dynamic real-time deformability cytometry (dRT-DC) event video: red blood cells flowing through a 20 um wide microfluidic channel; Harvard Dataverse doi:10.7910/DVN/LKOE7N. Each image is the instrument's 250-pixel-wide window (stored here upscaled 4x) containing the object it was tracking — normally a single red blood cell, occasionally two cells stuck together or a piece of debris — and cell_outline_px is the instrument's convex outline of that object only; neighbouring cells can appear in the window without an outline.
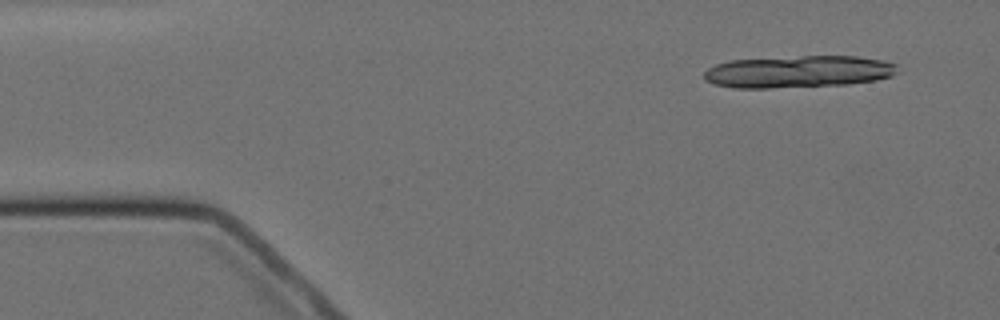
{"species": "Egyptian fruit bat (a non-hibernating species)", "species_latin": "Rousettus aegyptiacus", "temperature_condition": "cold", "stored_images_in_passage": 6, "segment_of_instrument_passage": [1, 2], "camera_frame_rate_fps": 3000, "um_per_image_px": 0.085, "animal": {"sex": "female"}, "frame": {"image": 1, "passage_image": 1, "time_ms": 0.0, "image_size_px": [1000, 320], "cell_outline_px": [[900, 72], [892, 76], [876, 80], [848, 84], [768, 88], [732, 88], [716, 84], [704, 80], [704, 72], [708, 68], [716, 64], [732, 60], [800, 56], [856, 56], [880, 60], [896, 64]], "centroid_in_image_um": [67.87, 6.09], "position_along_channel_um": 17.1, "area_um2": 36.18}}